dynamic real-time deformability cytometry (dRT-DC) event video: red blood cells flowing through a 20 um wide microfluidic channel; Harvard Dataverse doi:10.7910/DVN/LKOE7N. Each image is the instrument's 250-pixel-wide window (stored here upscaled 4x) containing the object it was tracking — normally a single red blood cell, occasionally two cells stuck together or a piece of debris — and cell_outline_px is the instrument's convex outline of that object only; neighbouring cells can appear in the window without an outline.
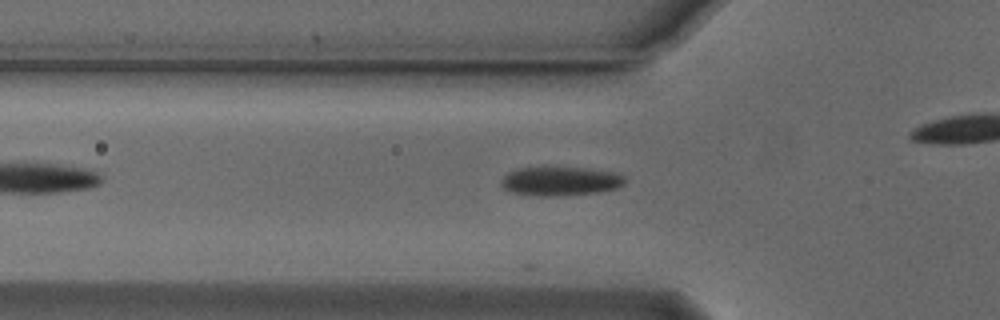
{"species": "Egyptian fruit bat (a non-hibernating species)", "species_latin": "Rousettus aegyptiacus", "temperature_condition": "cold", "stored_images_in_passage": 11, "camera_frame_rate_fps": 3000, "um_per_image_px": 0.085, "animal": {"sex": "male"}, "frame": {"image": 1, "passage_image": 8, "time_ms": 2.333, "image_size_px": [1000, 320], "cell_outline_px": [[624, 184], [616, 188], [600, 192], [552, 196], [540, 196], [512, 192], [504, 188], [500, 184], [500, 180], [508, 172], [520, 168], [584, 168], [612, 172], [624, 176]], "centroid_in_image_um": [47.61, 15.41], "position_along_channel_um": 78.2, "area_um2": 20.52}}